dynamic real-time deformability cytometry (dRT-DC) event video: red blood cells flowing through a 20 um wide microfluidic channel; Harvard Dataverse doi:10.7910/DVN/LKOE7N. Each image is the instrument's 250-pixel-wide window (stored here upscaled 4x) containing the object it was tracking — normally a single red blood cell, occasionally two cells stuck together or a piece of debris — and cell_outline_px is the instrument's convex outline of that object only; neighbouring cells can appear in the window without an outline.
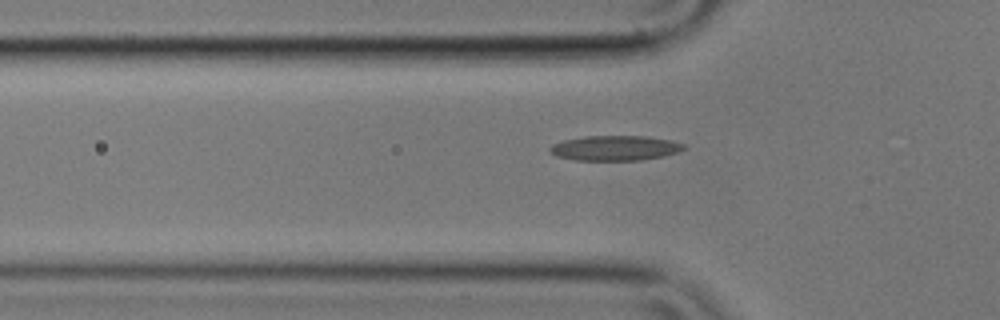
{"species": "common noctule bat (a hibernating species)", "species_latin": "Nyctalus noctula", "temperature_condition": "cold", "stored_images_in_passage": 33, "camera_frame_rate_fps": 3000, "um_per_image_px": 0.085, "animal": {"sex": "male", "body_mass_g": 17.9}, "frame": {"image": 1, "passage_image": 5, "time_ms": 1.333, "image_size_px": [1000, 320], "cell_outline_px": [[684, 148], [676, 152], [660, 156], [640, 160], [576, 160], [556, 156], [548, 148], [552, 144], [564, 140], [584, 136], [648, 136], [672, 140], [684, 144]], "centroid_in_image_um": [52.25, 12.57], "position_along_channel_um": 73.6, "area_um2": 19.31}}
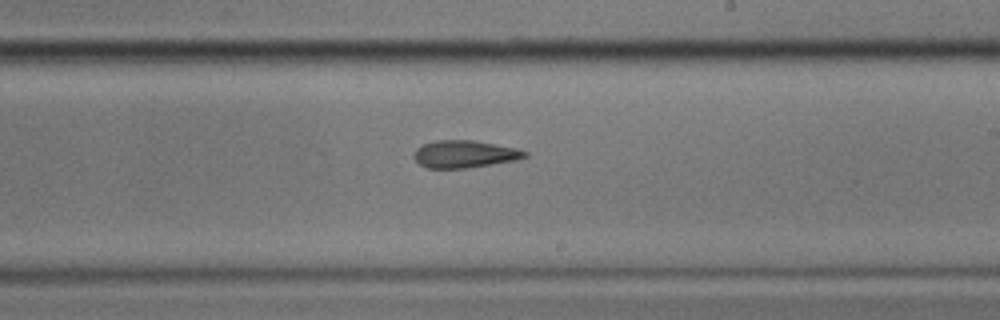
{"frame": {"image": 2, "passage_image": 20, "time_ms": 6.333, "image_size_px": [1000, 320], "cell_outline_px": [[528, 156], [516, 160], [468, 168], [428, 168], [420, 164], [412, 156], [416, 148], [424, 144], [440, 140], [472, 140], [516, 148], [528, 152]], "centroid_in_image_um": [39.49, 13.1], "position_along_channel_um": 249.5, "area_um2": 17.57}}
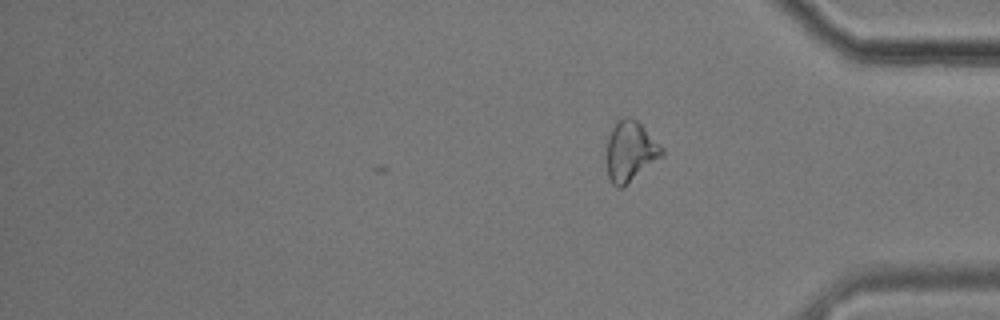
{"frame": {"image": 3, "passage_image": 33, "time_ms": 10.667, "image_size_px": [1000, 320], "cell_outline_px": [[664, 156], [624, 188], [616, 188], [612, 184], [608, 176], [608, 136], [616, 120], [628, 116], [636, 120], [664, 148]], "centroid_in_image_um": [53.61, 12.9], "position_along_channel_um": 381.6, "area_um2": 19.59}, "authors_computed_cell_mechanics": {"area_um2": 17.8602, "velocity_mm_per_s": 3.443, "shape_relaxation_time_tau1_ms": null, "shape_relaxation_time_tau2_ms": 7.1527, "deformation_change_tau1": null, "deformation_change_tau2": 0.1767}}